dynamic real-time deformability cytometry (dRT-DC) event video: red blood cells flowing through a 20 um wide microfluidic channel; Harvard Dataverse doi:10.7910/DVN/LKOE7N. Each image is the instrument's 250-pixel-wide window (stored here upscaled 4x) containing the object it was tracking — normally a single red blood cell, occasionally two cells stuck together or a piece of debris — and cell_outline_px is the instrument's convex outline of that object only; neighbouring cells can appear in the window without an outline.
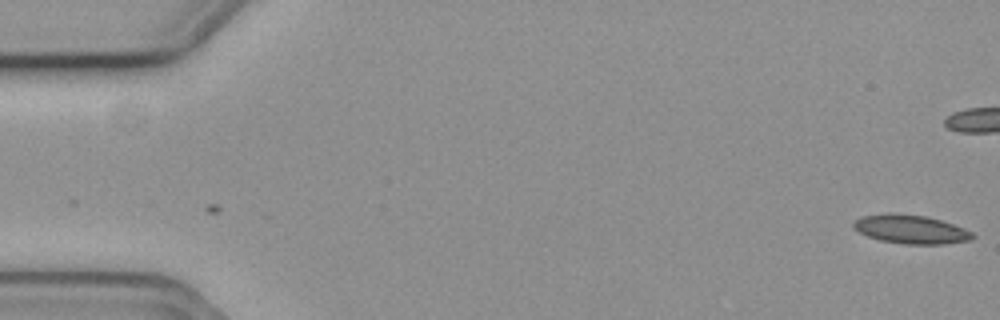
{"species": "common noctule bat (a hibernating species)", "species_latin": "Nyctalus noctula", "temperature_condition": "cold", "stored_images_in_passage": 8, "camera_frame_rate_fps": 3000, "um_per_image_px": 0.085, "animal": {"sex": "female", "body_mass_g": 19.3, "forearm_length_mm": 54.1}, "frame": {"image": 1, "passage_image": 8, "time_ms": 2.333, "image_size_px": [1000, 320], "cell_outline_px": [[976, 236], [972, 240], [944, 244], [904, 244], [880, 240], [868, 236], [852, 228], [852, 220], [860, 216], [888, 212], [928, 216], [964, 228], [972, 232]], "centroid_in_image_um": [77.38, 19.48], "position_along_channel_um": 7.6, "area_um2": 20.23}}